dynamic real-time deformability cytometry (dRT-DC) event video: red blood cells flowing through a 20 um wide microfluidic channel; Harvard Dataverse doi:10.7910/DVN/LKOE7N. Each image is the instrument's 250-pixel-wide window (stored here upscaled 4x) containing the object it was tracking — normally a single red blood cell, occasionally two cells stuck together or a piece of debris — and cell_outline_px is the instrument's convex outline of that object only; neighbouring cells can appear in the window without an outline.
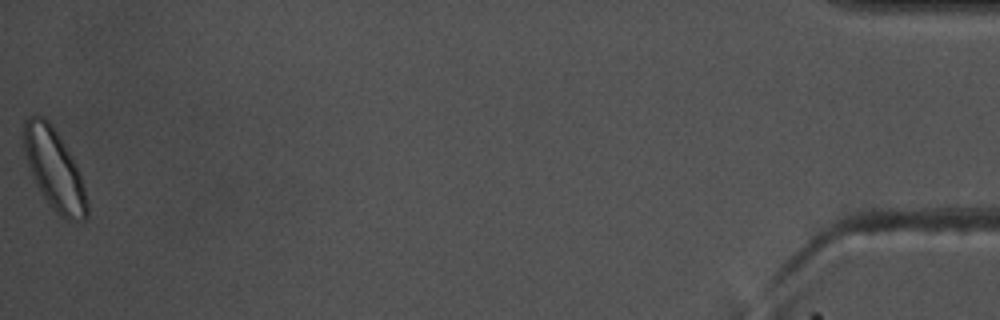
{"species": "common noctule bat (a hibernating species)", "species_latin": "Nyctalus noctula", "temperature_condition": "warm", "stored_images_in_passage": 44, "camera_frame_rate_fps": 3000, "um_per_image_px": 0.085, "animal": {"sex": "male", "body_mass_g": 17.5, "forearm_length_mm": 52.3}, "frame": {"image": 1, "passage_image": 44, "time_ms": 14.333, "image_size_px": [1000, 320], "cell_outline_px": [[88, 216], [84, 220], [68, 220], [60, 216], [48, 204], [36, 184], [28, 164], [24, 148], [24, 120], [28, 116], [44, 116], [48, 120], [64, 144], [76, 164], [88, 200]], "centroid_in_image_um": [4.62, 14.42], "position_along_channel_um": 430.6, "area_um2": 29.3}, "authors_computed_cell_mechanics": {"area_um2": 19.1896, "velocity_mm_per_s": 3.634, "shape_relaxation_time_tau1_ms": 2.4512, "shape_relaxation_time_tau2_ms": 1.2696, "deformation_change_tau1": 0.0784, "deformation_change_tau2": 0.0441}}